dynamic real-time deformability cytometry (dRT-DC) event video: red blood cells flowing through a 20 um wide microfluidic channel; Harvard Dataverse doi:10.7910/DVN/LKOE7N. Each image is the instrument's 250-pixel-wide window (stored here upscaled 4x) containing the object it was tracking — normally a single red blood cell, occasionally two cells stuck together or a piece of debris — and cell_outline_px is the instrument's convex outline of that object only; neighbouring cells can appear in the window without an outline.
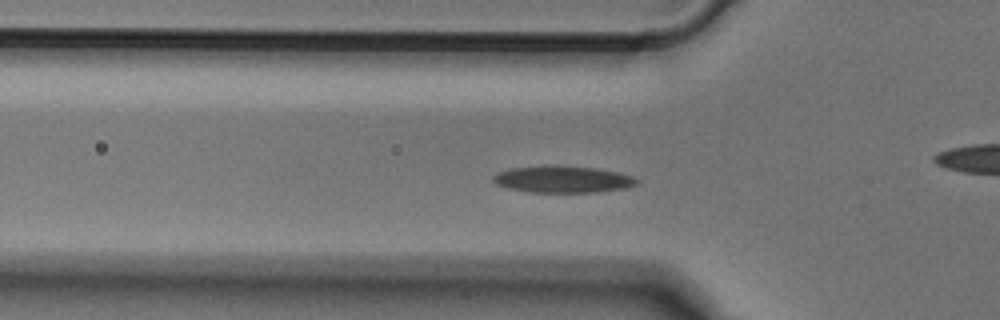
{"species": "Egyptian fruit bat (a non-hibernating species)", "species_latin": "Rousettus aegyptiacus", "temperature_condition": "cold", "stored_images_in_passage": 48, "camera_frame_rate_fps": 3000, "um_per_image_px": 0.085, "animal": {"sex": "male"}, "frame": {"image": 1, "passage_image": 13, "time_ms": 4.0, "image_size_px": [1000, 320], "cell_outline_px": [[640, 180], [636, 184], [628, 188], [596, 192], [528, 192], [508, 188], [496, 184], [492, 180], [492, 176], [500, 172], [512, 168], [596, 168], [620, 172], [632, 176]], "centroid_in_image_um": [47.91, 15.29], "position_along_channel_um": 77.9, "area_um2": 21.5}}
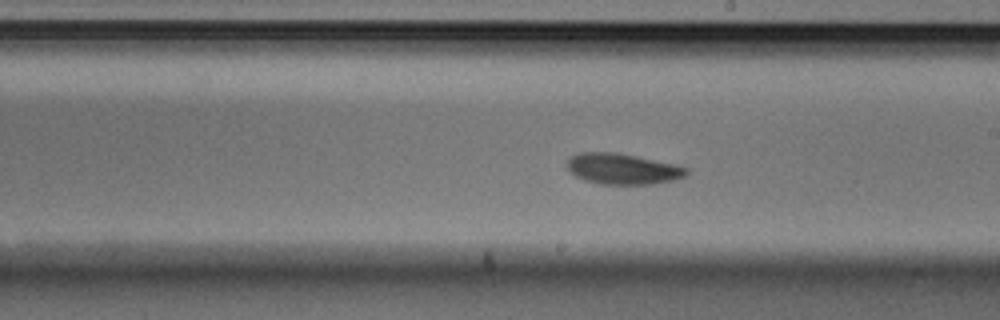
{"frame": {"image": 2, "passage_image": 25, "time_ms": 8.0, "image_size_px": [1000, 320], "cell_outline_px": [[688, 172], [684, 176], [672, 180], [652, 184], [604, 184], [584, 180], [576, 176], [568, 168], [568, 160], [572, 156], [580, 152], [616, 152], [676, 164], [688, 168]], "centroid_in_image_um": [52.94, 14.35], "position_along_channel_um": 236.1, "area_um2": 21.21}}
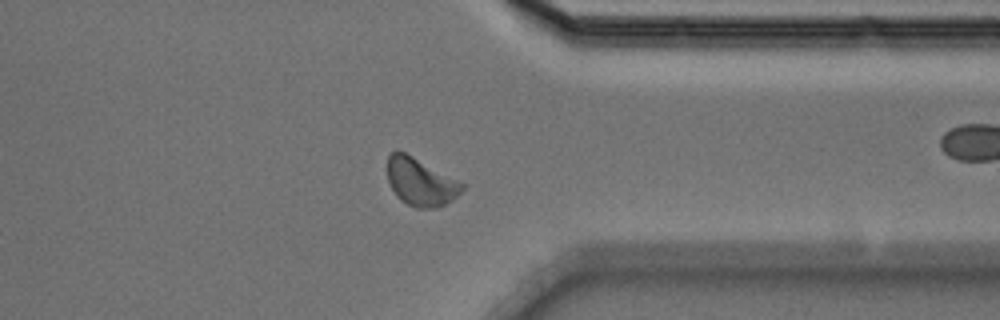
{"frame": {"image": 3, "passage_image": 36, "time_ms": 11.667, "image_size_px": [1000, 320], "cell_outline_px": [[464, 188], [452, 200], [436, 208], [416, 208], [400, 200], [396, 196], [388, 180], [388, 156], [396, 148], [412, 156], [464, 184]], "centroid_in_image_um": [35.71, 15.47], "position_along_channel_um": 375.7, "area_um2": 20.4}}